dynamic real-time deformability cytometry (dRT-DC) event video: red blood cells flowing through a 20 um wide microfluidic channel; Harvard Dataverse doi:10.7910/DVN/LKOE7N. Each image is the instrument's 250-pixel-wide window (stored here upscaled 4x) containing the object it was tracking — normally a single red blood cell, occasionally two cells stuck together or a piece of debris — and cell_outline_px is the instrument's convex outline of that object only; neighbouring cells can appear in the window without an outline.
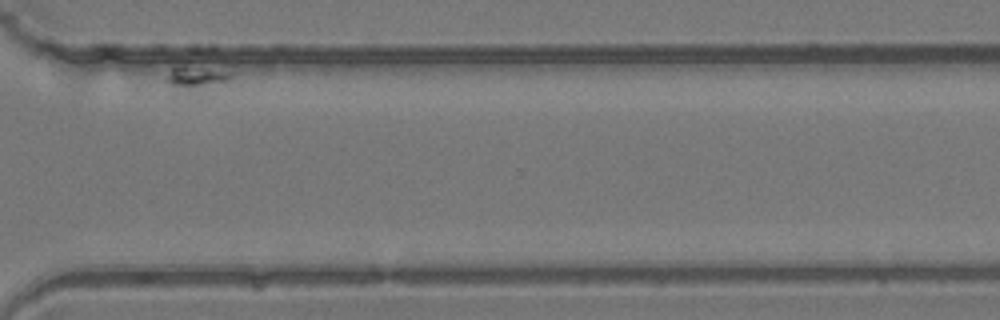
{"species": "common noctule bat (a hibernating species)", "species_latin": "Nyctalus noctula", "temperature_condition": "room temperature", "stored_images_in_passage": 12, "camera_frame_rate_fps": 3000, "um_per_image_px": 0.085, "animal": {"sex": "female", "body_mass_g": 24.6, "forearm_length_mm": 56.2}, "frame": {"image": 1, "passage_image": 12, "time_ms": 3.667, "image_size_px": [1000, 320], "cell_outline_px": [[232, 76], [212, 96], [176, 100], [164, 80], [172, 68], [200, 68], [220, 72]], "centroid_in_image_um": [16.55, 7.01], "position_along_channel_um": 354.1, "area_um2": 11.16}}